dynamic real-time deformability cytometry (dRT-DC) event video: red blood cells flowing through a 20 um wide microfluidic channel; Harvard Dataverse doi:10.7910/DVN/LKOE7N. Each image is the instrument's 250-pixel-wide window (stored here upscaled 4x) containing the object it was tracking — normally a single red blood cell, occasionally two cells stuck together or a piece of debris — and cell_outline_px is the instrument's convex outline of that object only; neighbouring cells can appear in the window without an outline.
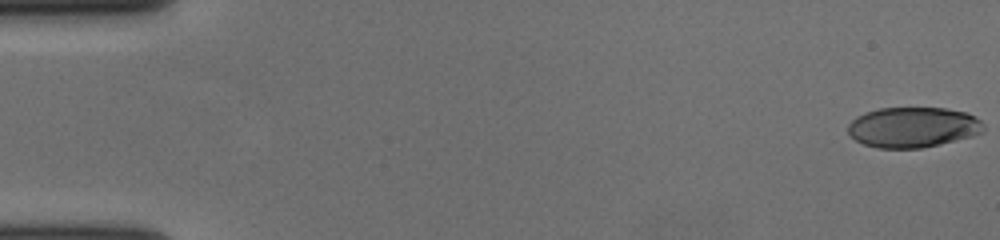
{"species": "human", "species_latin": "Homo sapiens", "temperature_condition": "cold", "stored_images_in_passage": 58, "camera_frame_rate_fps": 3000, "um_per_image_px": 0.085, "donor": {"sex": "female"}, "frame": {"image": 1, "passage_image": 1, "time_ms": 0.0, "image_size_px": [1000, 240], "cell_outline_px": [[984, 132], [972, 136], [940, 144], [920, 148], [876, 148], [864, 144], [856, 140], [848, 132], [848, 124], [856, 116], [864, 112], [880, 108], [948, 108], [968, 112], [976, 116], [984, 124]], "centroid_in_image_um": [77.62, 10.81], "position_along_channel_um": 7.4, "area_um2": 32.14}}
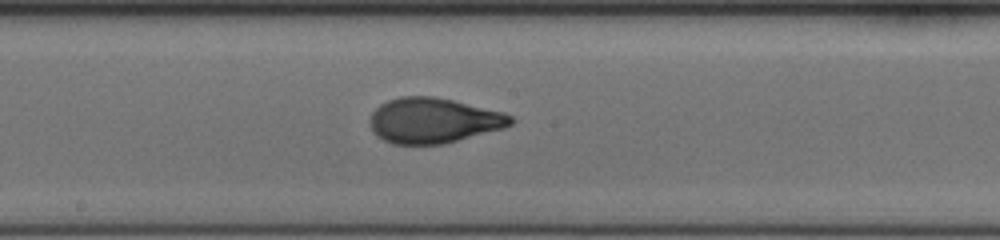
{"frame": {"image": 2, "passage_image": 32, "time_ms": 10.333, "image_size_px": [1000, 240], "cell_outline_px": [[516, 120], [512, 124], [504, 128], [444, 144], [392, 144], [384, 140], [372, 132], [368, 120], [372, 112], [380, 104], [388, 100], [400, 96], [432, 96], [452, 100], [504, 112], [512, 116]], "centroid_in_image_um": [36.83, 10.24], "position_along_channel_um": 211.4, "area_um2": 37.34}}
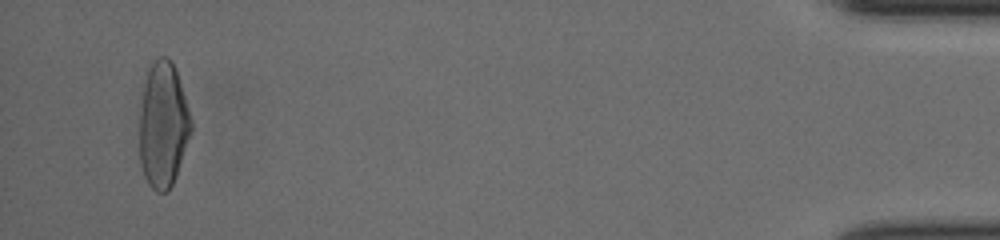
{"frame": {"image": 3, "passage_image": 56, "time_ms": 18.333, "image_size_px": [1000, 240], "cell_outline_px": [[192, 128], [172, 184], [168, 192], [156, 192], [148, 184], [144, 176], [140, 164], [140, 112], [144, 84], [148, 68], [156, 56], [168, 56], [176, 72], [192, 120]], "centroid_in_image_um": [13.84, 10.61], "position_along_channel_um": 421.4, "area_um2": 37.34}, "authors_computed_cell_mechanics": {"area_um2": 35.8649, "velocity_mm_per_s": 3.632, "shape_relaxation_time_tau1_ms": 5.5066, "shape_relaxation_time_tau2_ms": 0.8501, "deformation_change_tau1": 0.236, "deformation_change_tau2": 0.057}}